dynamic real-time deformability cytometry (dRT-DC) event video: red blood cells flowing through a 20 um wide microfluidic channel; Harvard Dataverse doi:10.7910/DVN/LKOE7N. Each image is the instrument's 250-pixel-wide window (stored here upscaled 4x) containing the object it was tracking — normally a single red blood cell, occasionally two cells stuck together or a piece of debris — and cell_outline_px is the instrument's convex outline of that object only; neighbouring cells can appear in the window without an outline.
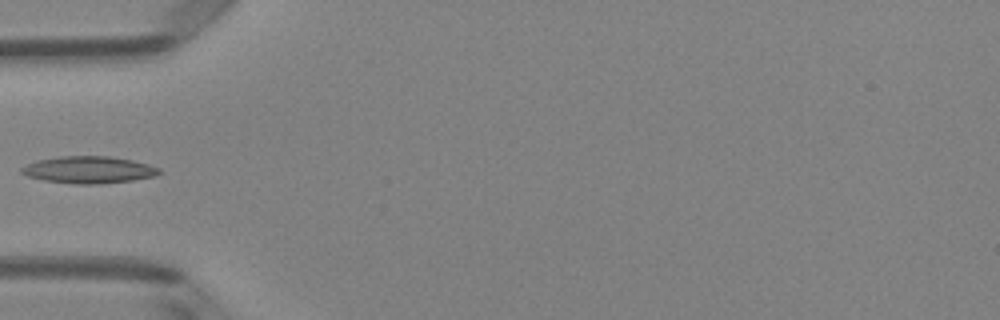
{"species": "Egyptian fruit bat (a non-hibernating species)", "species_latin": "Rousettus aegyptiacus", "temperature_condition": "room temperature", "stored_images_in_passage": 5, "camera_frame_rate_fps": 3000, "um_per_image_px": 0.085, "animal": {"sex": "female"}, "frame": {"image": 1, "passage_image": 4, "time_ms": 1.0, "image_size_px": [1000, 320], "cell_outline_px": [[160, 172], [156, 176], [132, 180], [96, 184], [72, 184], [44, 180], [28, 176], [20, 172], [20, 168], [36, 160], [60, 156], [112, 156], [132, 160], [148, 164], [160, 168]], "centroid_in_image_um": [7.54, 14.43], "position_along_channel_um": 77.5, "area_um2": 21.68}}
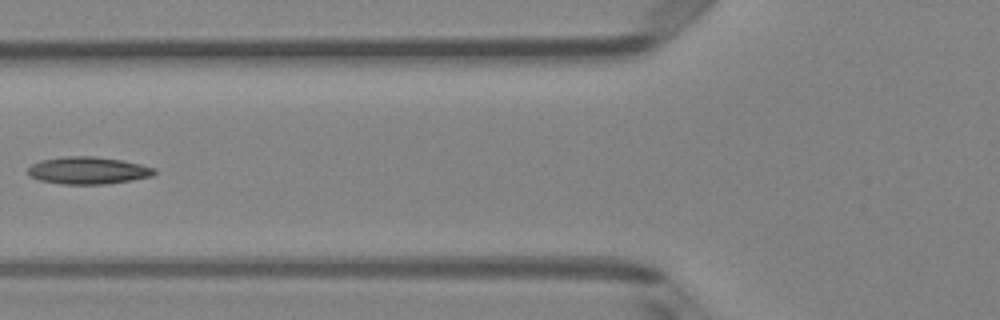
{"frame": {"image": 2, "passage_image": 5, "time_ms": 1.333, "image_size_px": [1000, 320], "cell_outline_px": [[156, 172], [152, 176], [132, 180], [104, 184], [60, 184], [40, 180], [28, 176], [28, 168], [32, 164], [40, 160], [64, 156], [92, 156], [120, 160], [140, 164], [156, 168]], "centroid_in_image_um": [7.46, 14.49], "position_along_channel_um": 118.3, "area_um2": 20.11}}